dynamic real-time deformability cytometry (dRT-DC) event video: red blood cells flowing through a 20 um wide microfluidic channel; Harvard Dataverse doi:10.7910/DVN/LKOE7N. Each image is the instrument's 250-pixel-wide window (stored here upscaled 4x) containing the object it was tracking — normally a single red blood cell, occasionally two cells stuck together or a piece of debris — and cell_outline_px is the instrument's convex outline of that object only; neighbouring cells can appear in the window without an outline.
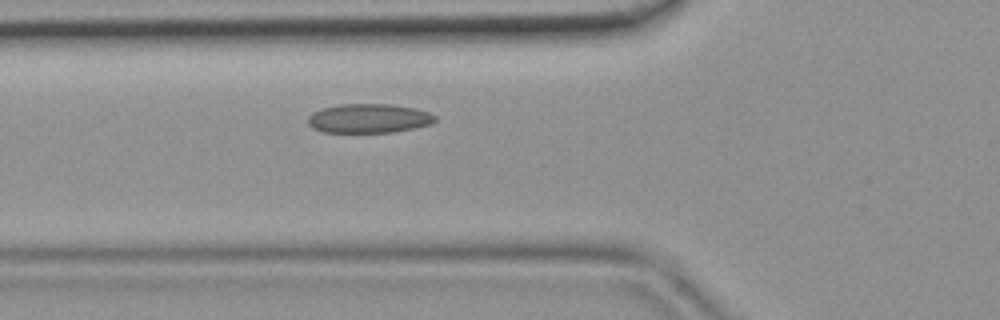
{"species": "common noctule bat (a hibernating species)", "species_latin": "Nyctalus noctula", "temperature_condition": "room temperature", "stored_images_in_passage": 8, "camera_frame_rate_fps": 3000, "um_per_image_px": 0.085, "animal": {"sex": "female", "body_mass_g": 19.9}, "frame": {"image": 1, "passage_image": 8, "time_ms": 2.333, "image_size_px": [1000, 320], "cell_outline_px": [[436, 120], [432, 124], [392, 132], [324, 132], [312, 128], [308, 124], [308, 116], [312, 112], [320, 108], [340, 104], [388, 104], [412, 108], [428, 112], [436, 116]], "centroid_in_image_um": [31.3, 10.06], "position_along_channel_um": 94.5, "area_um2": 21.56}}